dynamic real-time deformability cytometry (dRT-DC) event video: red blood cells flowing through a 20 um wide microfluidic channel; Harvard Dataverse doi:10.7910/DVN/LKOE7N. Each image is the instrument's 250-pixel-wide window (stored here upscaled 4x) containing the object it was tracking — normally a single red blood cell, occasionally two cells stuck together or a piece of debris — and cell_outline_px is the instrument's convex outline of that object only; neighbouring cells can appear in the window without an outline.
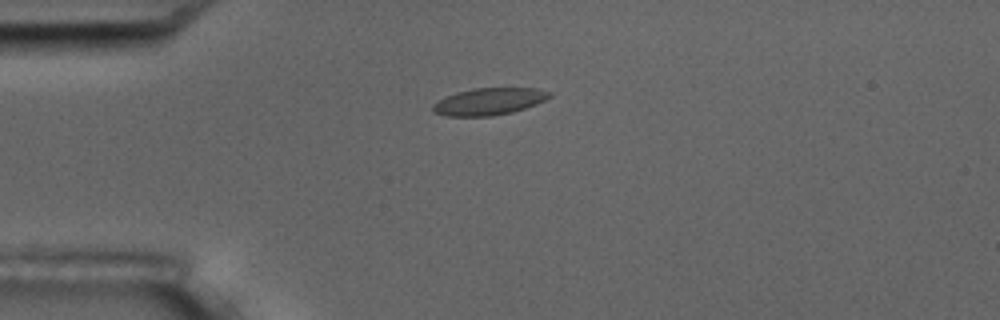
{"species": "common noctule bat (a hibernating species)", "species_latin": "Nyctalus noctula", "temperature_condition": "room temperature", "stored_images_in_passage": 2, "camera_frame_rate_fps": 3000, "um_per_image_px": 0.085, "animal": {"sex": "male", "body_mass_g": 17.5, "forearm_length_mm": 52.3}, "frame": {"image": 1, "passage_image": 1, "time_ms": 0.0, "image_size_px": [1000, 320], "cell_outline_px": [[552, 96], [536, 104], [512, 112], [492, 116], [448, 116], [432, 112], [432, 104], [456, 92], [476, 88], [536, 88], [552, 92]], "centroid_in_image_um": [41.58, 8.63], "position_along_channel_um": 43.4, "area_um2": 18.26}}